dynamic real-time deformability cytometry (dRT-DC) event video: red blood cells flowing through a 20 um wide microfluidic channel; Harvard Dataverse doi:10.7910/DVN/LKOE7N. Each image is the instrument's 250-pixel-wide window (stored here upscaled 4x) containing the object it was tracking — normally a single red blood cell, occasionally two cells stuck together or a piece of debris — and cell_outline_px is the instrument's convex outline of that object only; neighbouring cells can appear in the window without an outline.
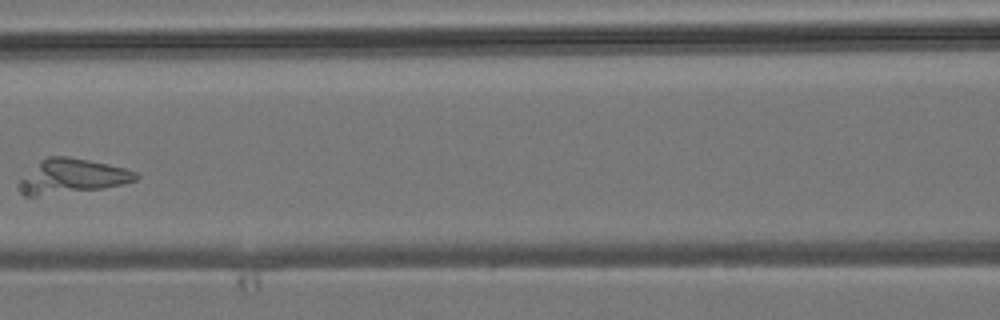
{"species": "common noctule bat (a hibernating species)", "species_latin": "Nyctalus noctula", "temperature_condition": "room temperature", "stored_images_in_passage": 4, "camera_frame_rate_fps": 3000, "um_per_image_px": 0.085, "animal": {"sex": "male", "body_mass_g": 19.2, "forearm_length_mm": 51.8}, "frame": {"image": 1, "passage_image": 4, "time_ms": 4.333, "image_size_px": [1000, 320], "cell_outline_px": [[140, 176], [136, 180], [124, 184], [104, 188], [36, 196], [24, 196], [20, 192], [16, 184], [40, 160], [48, 156], [68, 156], [108, 164], [124, 168], [136, 172]], "centroid_in_image_um": [6.11, 14.99], "position_along_channel_um": 160.5, "area_um2": 23.47}}